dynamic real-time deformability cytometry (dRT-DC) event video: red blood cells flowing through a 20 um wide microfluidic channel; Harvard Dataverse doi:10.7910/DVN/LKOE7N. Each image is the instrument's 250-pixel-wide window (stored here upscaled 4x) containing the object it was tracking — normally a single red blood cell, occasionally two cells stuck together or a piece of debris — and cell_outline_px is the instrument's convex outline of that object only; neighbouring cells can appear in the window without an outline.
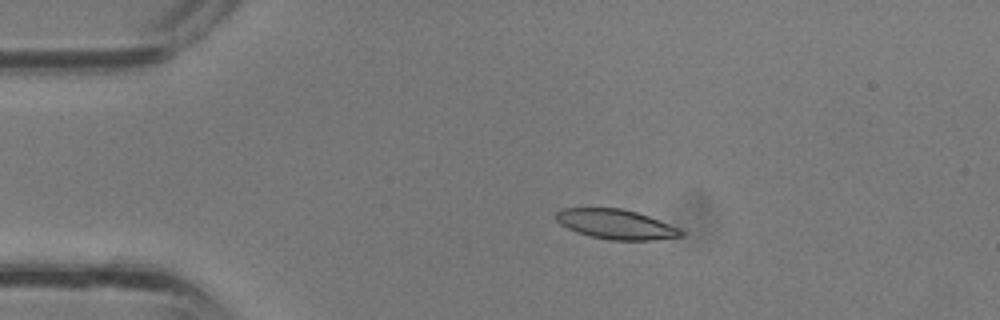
{"species": "common noctule bat (a hibernating species)", "species_latin": "Nyctalus noctula", "temperature_condition": "room temperature", "stored_images_in_passage": 31, "camera_frame_rate_fps": 3000, "um_per_image_px": 0.085, "animal": {"sex": "male", "body_mass_g": 13.3}, "frame": {"image": 1, "passage_image": 1, "time_ms": 0.0, "image_size_px": [1000, 320], "cell_outline_px": [[684, 236], [652, 240], [612, 240], [592, 236], [576, 232], [560, 224], [556, 220], [556, 212], [564, 208], [624, 208], [648, 216], [680, 228], [684, 232]], "centroid_in_image_um": [52.37, 19.06], "position_along_channel_um": 32.6, "area_um2": 21.56}}
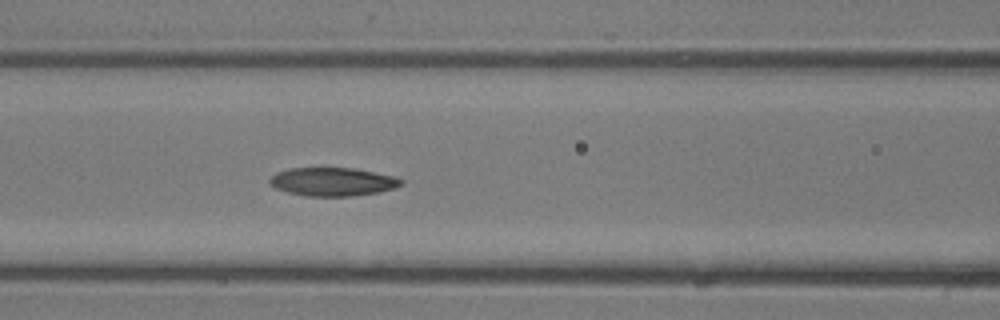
{"frame": {"image": 2, "passage_image": 9, "time_ms": 2.667, "image_size_px": [1000, 320], "cell_outline_px": [[404, 184], [396, 188], [376, 192], [352, 196], [304, 196], [288, 192], [276, 188], [268, 184], [268, 180], [276, 172], [292, 168], [356, 168], [392, 176], [404, 180]], "centroid_in_image_um": [28.27, 15.45], "position_along_channel_um": 138.3, "area_um2": 21.79}}
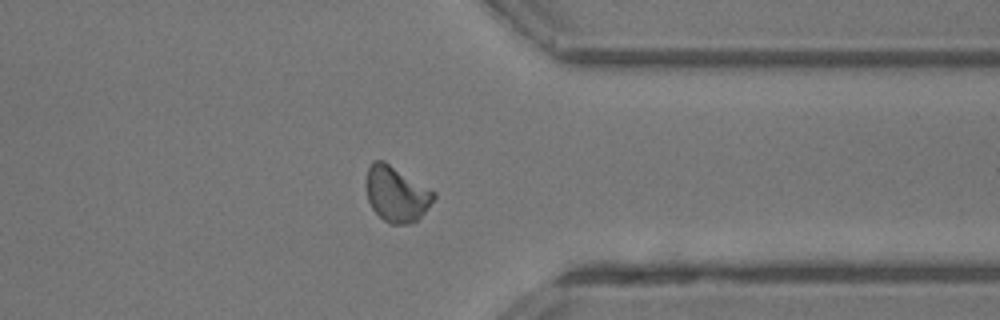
{"frame": {"image": 3, "passage_image": 22, "time_ms": 7.0, "image_size_px": [1000, 320], "cell_outline_px": [[436, 196], [428, 208], [416, 220], [408, 224], [392, 224], [384, 220], [372, 208], [368, 200], [364, 184], [368, 168], [372, 160], [384, 160], [436, 192]], "centroid_in_image_um": [33.67, 16.46], "position_along_channel_um": 377.7, "area_um2": 21.96}}